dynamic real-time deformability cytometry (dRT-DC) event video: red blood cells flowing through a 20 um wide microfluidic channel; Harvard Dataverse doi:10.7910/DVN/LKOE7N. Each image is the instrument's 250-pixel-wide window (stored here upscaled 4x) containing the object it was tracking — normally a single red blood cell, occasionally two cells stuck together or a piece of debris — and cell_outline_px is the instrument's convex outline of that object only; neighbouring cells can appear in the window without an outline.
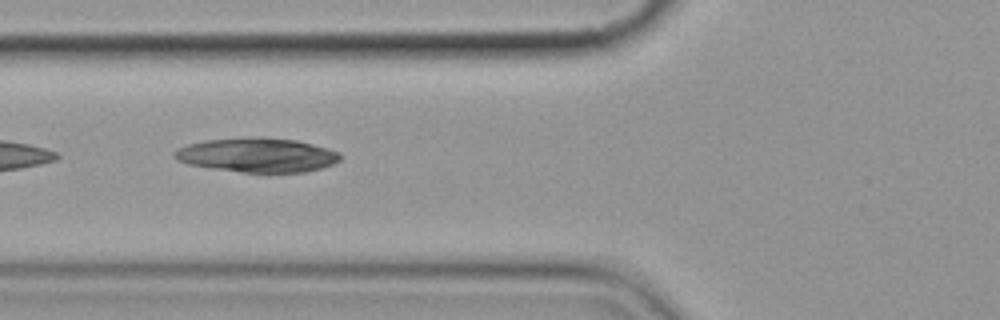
{"species": "common noctule bat (a hibernating species)", "species_latin": "Nyctalus noctula", "temperature_condition": "cold", "stored_images_in_passage": 4, "camera_frame_rate_fps": 3000, "um_per_image_px": 0.085, "animal": {"sex": "female", "body_mass_g": 19.9}, "frame": {"image": 1, "passage_image": 3, "time_ms": 2.333, "image_size_px": [1000, 320], "cell_outline_px": [[344, 156], [340, 160], [332, 164], [320, 168], [304, 172], [240, 172], [212, 168], [188, 164], [176, 160], [172, 156], [172, 152], [176, 148], [188, 144], [204, 140], [296, 140], [328, 148], [340, 152]], "centroid_in_image_um": [21.86, 13.22], "position_along_channel_um": 103.9, "area_um2": 32.08}}
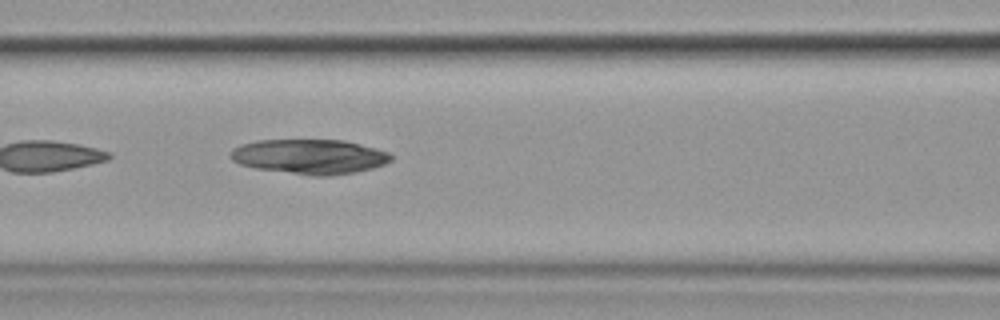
{"frame": {"image": 2, "passage_image": 4, "time_ms": 3.333, "image_size_px": [1000, 320], "cell_outline_px": [[392, 160], [384, 164], [372, 168], [356, 172], [328, 176], [312, 176], [256, 168], [240, 164], [232, 160], [228, 156], [232, 148], [240, 144], [256, 140], [344, 140], [376, 148], [388, 152], [392, 156]], "centroid_in_image_um": [26.29, 13.31], "position_along_channel_um": 140.3, "area_um2": 32.66}}